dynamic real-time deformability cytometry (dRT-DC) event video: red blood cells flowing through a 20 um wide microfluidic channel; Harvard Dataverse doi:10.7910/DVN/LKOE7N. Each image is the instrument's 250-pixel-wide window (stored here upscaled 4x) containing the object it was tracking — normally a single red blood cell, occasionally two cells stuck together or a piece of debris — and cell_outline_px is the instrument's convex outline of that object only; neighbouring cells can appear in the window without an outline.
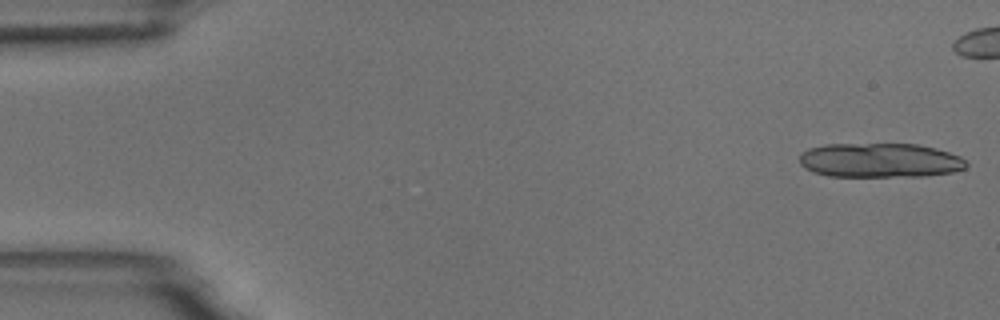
{"species": "common noctule bat (a hibernating species)", "species_latin": "Nyctalus noctula", "temperature_condition": "room temperature", "stored_images_in_passage": 15, "camera_frame_rate_fps": 3000, "um_per_image_px": 0.085, "animal": {"sex": "male", "body_mass_g": 18.8}, "frame": {"image": 1, "passage_image": 1, "time_ms": 0.0, "image_size_px": [1000, 320], "cell_outline_px": [[968, 164], [964, 168], [952, 172], [924, 176], [828, 176], [812, 172], [804, 168], [800, 164], [800, 152], [808, 148], [824, 144], [916, 144], [936, 148], [960, 156]], "centroid_in_image_um": [74.75, 13.62], "position_along_channel_um": 10.3, "area_um2": 33.58}}